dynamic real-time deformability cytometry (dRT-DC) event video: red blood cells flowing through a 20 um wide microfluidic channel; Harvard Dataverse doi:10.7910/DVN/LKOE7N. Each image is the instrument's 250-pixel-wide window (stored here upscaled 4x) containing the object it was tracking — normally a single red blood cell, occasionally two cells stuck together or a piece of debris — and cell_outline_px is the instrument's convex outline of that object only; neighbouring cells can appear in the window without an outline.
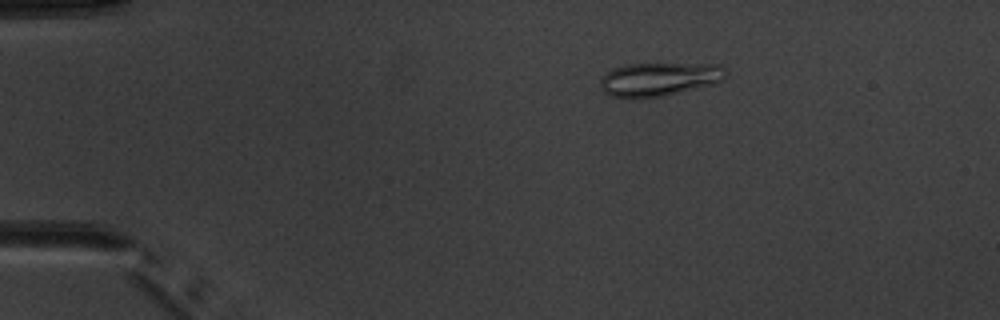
{"species": "common noctule bat (a hibernating species)", "species_latin": "Nyctalus noctula", "temperature_condition": "warm", "stored_images_in_passage": 3, "camera_frame_rate_fps": 3000, "um_per_image_px": 0.085, "animal": {"sex": "male", "body_mass_g": 20.1, "forearm_length_mm": 53.5}, "frame": {"image": 1, "passage_image": 1, "time_ms": 0.0, "image_size_px": [1000, 320], "cell_outline_px": [[728, 72], [724, 80], [712, 84], [660, 96], [612, 96], [604, 92], [600, 88], [600, 80], [612, 68], [628, 64], [720, 64]], "centroid_in_image_um": [56.06, 6.69], "position_along_channel_um": 28.9, "area_um2": 23.93}}